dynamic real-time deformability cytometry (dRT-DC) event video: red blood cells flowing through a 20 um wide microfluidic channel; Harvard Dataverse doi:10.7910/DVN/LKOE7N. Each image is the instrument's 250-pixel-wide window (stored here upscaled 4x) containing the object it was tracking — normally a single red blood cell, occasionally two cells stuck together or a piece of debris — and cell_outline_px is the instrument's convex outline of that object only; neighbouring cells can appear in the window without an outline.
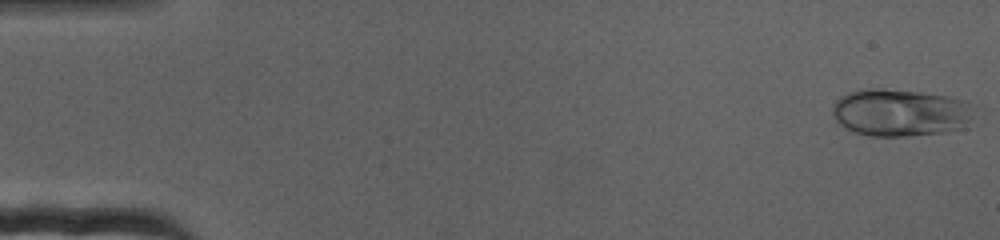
{"species": "human", "species_latin": "Homo sapiens", "temperature_condition": "cold", "stored_images_in_passage": 72, "camera_frame_rate_fps": 3000, "um_per_image_px": 0.085, "donor": {"sex": "female"}, "frame": {"image": 1, "passage_image": 1, "time_ms": 0.0, "image_size_px": [1000, 240], "cell_outline_px": [[976, 104], [968, 120], [960, 128], [944, 132], [908, 136], [868, 136], [856, 132], [840, 124], [836, 120], [832, 112], [832, 104], [840, 96], [848, 92], [864, 88], [880, 88], [920, 92], [952, 96], [968, 100]], "centroid_in_image_um": [76.52, 9.54], "position_along_channel_um": 8.5, "area_um2": 39.36}}
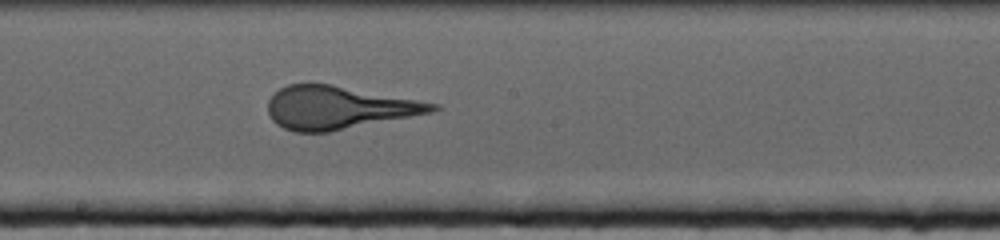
{"frame": {"image": 2, "passage_image": 40, "time_ms": 13.0, "image_size_px": [1000, 240], "cell_outline_px": [[444, 108], [432, 112], [328, 132], [296, 132], [284, 128], [276, 124], [272, 120], [268, 112], [268, 100], [280, 88], [288, 84], [332, 84], [440, 104]], "centroid_in_image_um": [28.78, 9.14], "position_along_channel_um": 219.4, "area_um2": 40.92}}
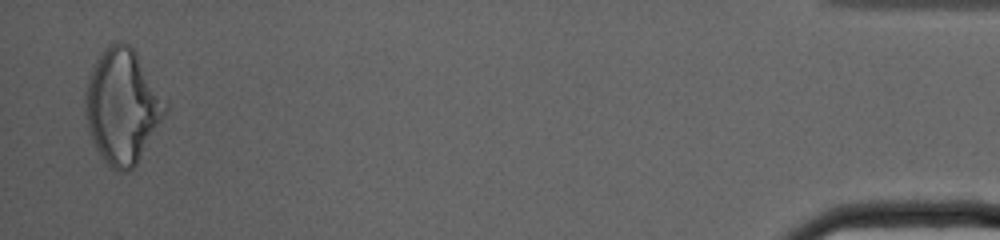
{"frame": {"image": 3, "passage_image": 71, "time_ms": 23.333, "image_size_px": [1000, 240], "cell_outline_px": [[168, 112], [136, 164], [128, 172], [116, 172], [104, 160], [96, 148], [92, 140], [88, 128], [84, 108], [84, 92], [92, 68], [96, 60], [104, 48], [120, 40], [128, 44], [136, 52], [168, 100]], "centroid_in_image_um": [10.42, 9.03], "position_along_channel_um": 424.8, "area_um2": 53.81}}